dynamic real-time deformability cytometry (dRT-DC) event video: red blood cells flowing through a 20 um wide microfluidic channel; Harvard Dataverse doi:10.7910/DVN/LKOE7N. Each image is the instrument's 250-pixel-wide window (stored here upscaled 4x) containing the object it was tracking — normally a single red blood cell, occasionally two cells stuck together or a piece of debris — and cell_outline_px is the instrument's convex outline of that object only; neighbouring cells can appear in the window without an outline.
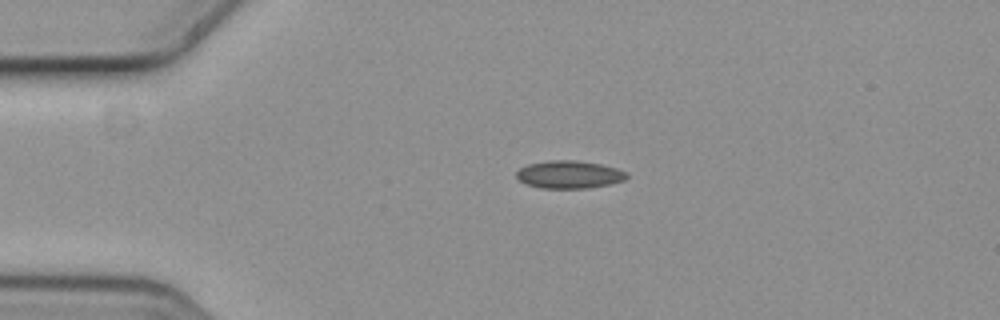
{"species": "common noctule bat (a hibernating species)", "species_latin": "Nyctalus noctula", "temperature_condition": "cold", "stored_images_in_passage": 4, "camera_frame_rate_fps": 3000, "um_per_image_px": 0.085, "animal": {"sex": "female", "body_mass_g": 19.3, "forearm_length_mm": 54.1}, "frame": {"image": 1, "passage_image": 3, "time_ms": 0.667, "image_size_px": [1000, 320], "cell_outline_px": [[628, 176], [624, 180], [608, 184], [588, 188], [544, 188], [528, 184], [520, 180], [516, 176], [516, 172], [520, 168], [528, 164], [548, 160], [576, 160], [600, 164], [616, 168], [628, 172]], "centroid_in_image_um": [48.39, 14.82], "position_along_channel_um": 36.6, "area_um2": 17.69}}